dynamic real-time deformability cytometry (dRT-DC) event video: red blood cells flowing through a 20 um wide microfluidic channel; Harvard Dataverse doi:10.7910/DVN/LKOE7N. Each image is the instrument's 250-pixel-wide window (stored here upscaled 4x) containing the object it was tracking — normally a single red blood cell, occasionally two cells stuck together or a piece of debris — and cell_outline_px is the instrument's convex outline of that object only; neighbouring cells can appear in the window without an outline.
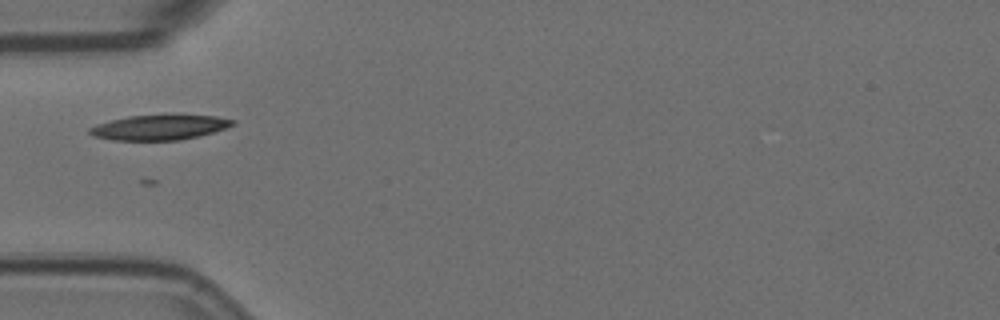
{"species": "Egyptian fruit bat (a non-hibernating species)", "species_latin": "Rousettus aegyptiacus", "temperature_condition": "room temperature", "stored_images_in_passage": 2, "camera_frame_rate_fps": 3000, "um_per_image_px": 0.085, "animal": {"sex": "female"}, "frame": {"image": 1, "passage_image": 1, "time_ms": 0.0, "image_size_px": [1000, 320], "cell_outline_px": [[236, 124], [200, 136], [180, 140], [112, 140], [92, 136], [88, 132], [88, 128], [96, 124], [128, 116], [172, 112], [216, 116], [236, 120]], "centroid_in_image_um": [13.58, 10.78], "position_along_channel_um": 71.4, "area_um2": 21.79}}
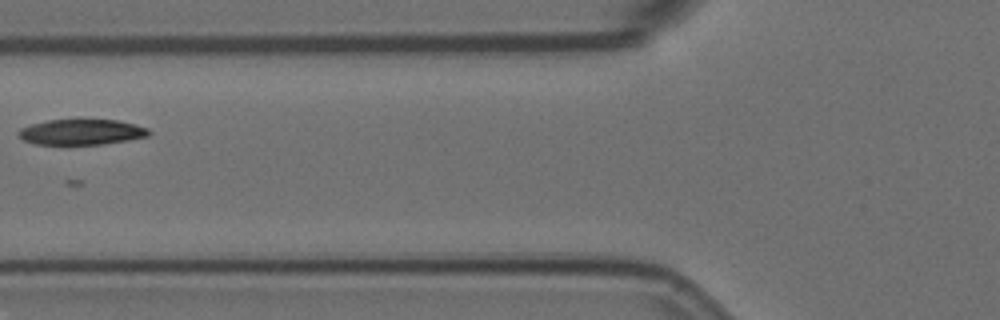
{"frame": {"image": 2, "passage_image": 2, "time_ms": 0.333, "image_size_px": [1000, 320], "cell_outline_px": [[152, 132], [148, 136], [128, 140], [104, 144], [36, 144], [24, 140], [20, 136], [20, 128], [32, 124], [48, 120], [76, 116], [116, 120], [136, 124], [148, 128]], "centroid_in_image_um": [6.98, 11.16], "position_along_channel_um": 118.8, "area_um2": 20.17}}